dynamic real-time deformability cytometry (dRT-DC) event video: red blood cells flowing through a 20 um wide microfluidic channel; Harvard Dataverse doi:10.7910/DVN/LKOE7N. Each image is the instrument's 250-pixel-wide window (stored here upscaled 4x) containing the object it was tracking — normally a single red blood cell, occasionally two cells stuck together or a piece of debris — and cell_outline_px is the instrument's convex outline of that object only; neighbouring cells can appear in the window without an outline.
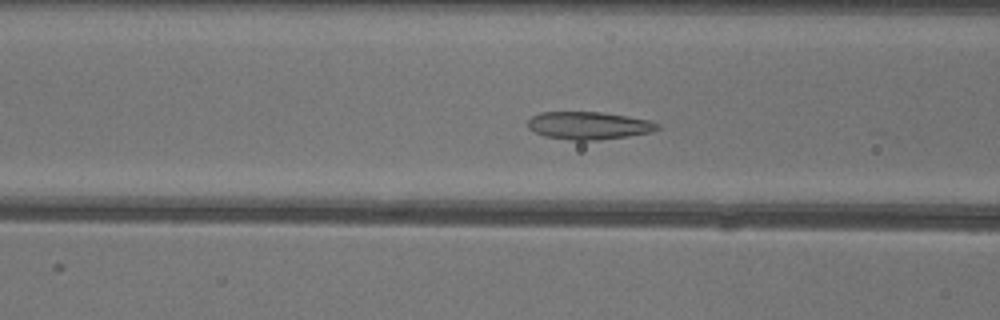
{"species": "common noctule bat (a hibernating species)", "species_latin": "Nyctalus noctula", "temperature_condition": "warm", "stored_images_in_passage": 23, "camera_frame_rate_fps": 3000, "um_per_image_px": 0.085, "animal": {"sex": "female"}, "frame": {"image": 1, "passage_image": 16, "time_ms": 5.0, "image_size_px": [1000, 320], "cell_outline_px": [[660, 128], [652, 132], [628, 136], [600, 140], [568, 140], [544, 136], [528, 128], [528, 120], [532, 116], [540, 112], [604, 112], [652, 120], [660, 124]], "centroid_in_image_um": [50.08, 10.67], "position_along_channel_um": 116.5, "area_um2": 21.15}}
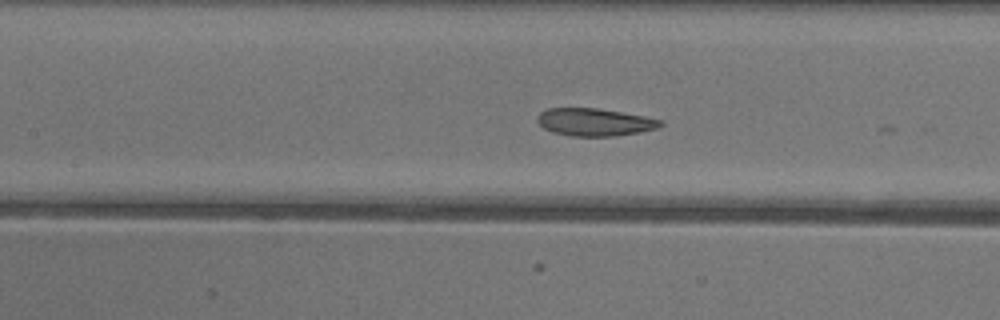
{"frame": {"image": 2, "passage_image": 19, "time_ms": 6.0, "image_size_px": [1000, 320], "cell_outline_px": [[664, 124], [656, 128], [640, 132], [616, 136], [572, 136], [552, 132], [544, 128], [536, 120], [536, 116], [540, 112], [548, 108], [600, 108], [644, 116], [664, 120]], "centroid_in_image_um": [50.55, 10.37], "position_along_channel_um": 156.9, "area_um2": 19.94}}
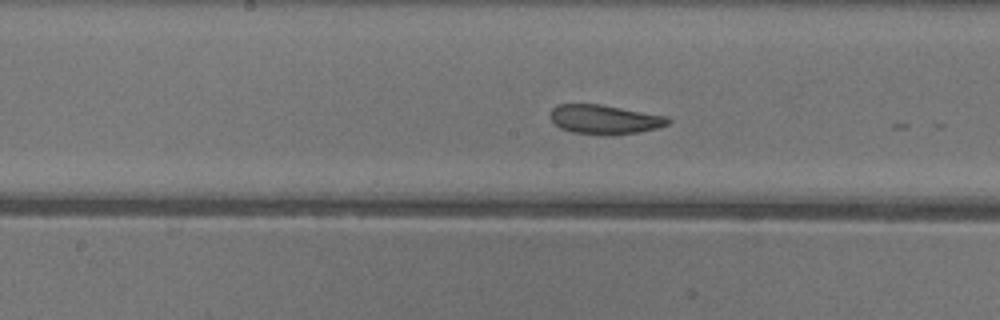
{"frame": {"image": 3, "passage_image": 22, "time_ms": 7.0, "image_size_px": [1000, 320], "cell_outline_px": [[672, 120], [668, 124], [656, 128], [616, 136], [572, 132], [560, 128], [548, 116], [552, 108], [556, 104], [600, 104], [668, 116]], "centroid_in_image_um": [51.38, 10.15], "position_along_channel_um": 196.8, "area_um2": 20.23}}